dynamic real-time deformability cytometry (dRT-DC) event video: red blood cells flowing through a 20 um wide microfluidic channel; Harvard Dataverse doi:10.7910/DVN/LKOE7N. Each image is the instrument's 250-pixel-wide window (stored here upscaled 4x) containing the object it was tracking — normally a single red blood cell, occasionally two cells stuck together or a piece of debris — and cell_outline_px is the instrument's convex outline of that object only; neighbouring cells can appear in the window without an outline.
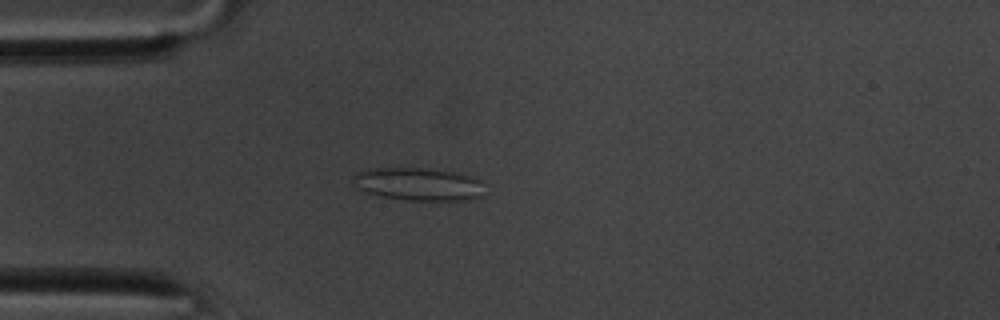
{"species": "common noctule bat (a hibernating species)", "species_latin": "Nyctalus noctula", "temperature_condition": "room temperature", "stored_images_in_passage": 53, "camera_frame_rate_fps": 3000, "um_per_image_px": 0.085, "animal": {"sex": "male", "body_mass_g": 20.1, "forearm_length_mm": 53.5}, "frame": {"image": 1, "passage_image": 14, "time_ms": 4.333, "image_size_px": [1000, 320], "cell_outline_px": [[484, 196], [464, 200], [404, 200], [384, 196], [368, 192], [356, 188], [352, 180], [352, 176], [360, 172], [376, 168], [428, 168], [456, 172], [476, 176], [480, 180]], "centroid_in_image_um": [35.61, 15.64], "position_along_channel_um": 49.4, "area_um2": 25.2}}
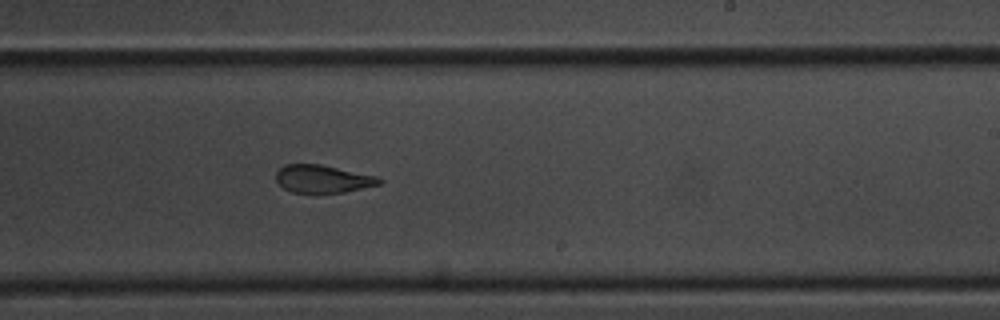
{"frame": {"image": 2, "passage_image": 32, "time_ms": 10.333, "image_size_px": [1000, 320], "cell_outline_px": [[384, 184], [344, 192], [292, 192], [284, 188], [276, 180], [276, 172], [284, 164], [320, 164], [376, 176], [384, 180]], "centroid_in_image_um": [27.47, 15.2], "position_along_channel_um": 261.5, "area_um2": 16.65}}
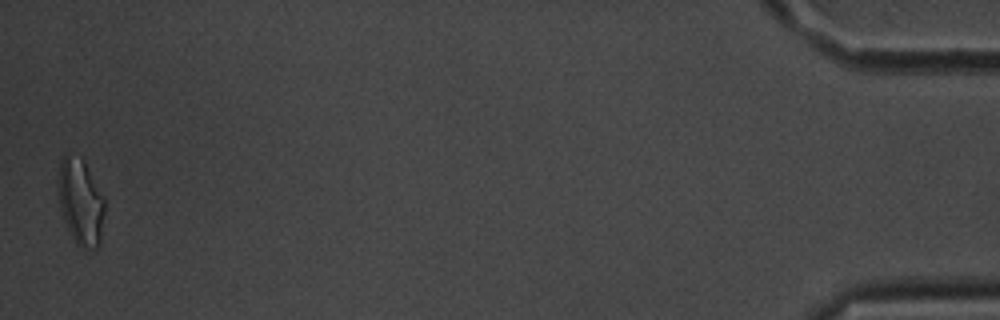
{"frame": {"image": 3, "passage_image": 53, "time_ms": 17.333, "image_size_px": [1000, 320], "cell_outline_px": [[104, 212], [100, 244], [96, 248], [84, 252], [76, 244], [64, 220], [60, 208], [60, 160], [64, 156], [80, 156], [84, 160], [104, 196]], "centroid_in_image_um": [6.9, 17.23], "position_along_channel_um": 428.3, "area_um2": 23.12}, "authors_computed_cell_mechanics": {"area_um2": 19.5364, "velocity_mm_per_s": 3.7065, "shape_relaxation_time_tau1_ms": null, "shape_relaxation_time_tau2_ms": 2.7434, "deformation_change_tau1": null, "deformation_change_tau2": 0.1082}}